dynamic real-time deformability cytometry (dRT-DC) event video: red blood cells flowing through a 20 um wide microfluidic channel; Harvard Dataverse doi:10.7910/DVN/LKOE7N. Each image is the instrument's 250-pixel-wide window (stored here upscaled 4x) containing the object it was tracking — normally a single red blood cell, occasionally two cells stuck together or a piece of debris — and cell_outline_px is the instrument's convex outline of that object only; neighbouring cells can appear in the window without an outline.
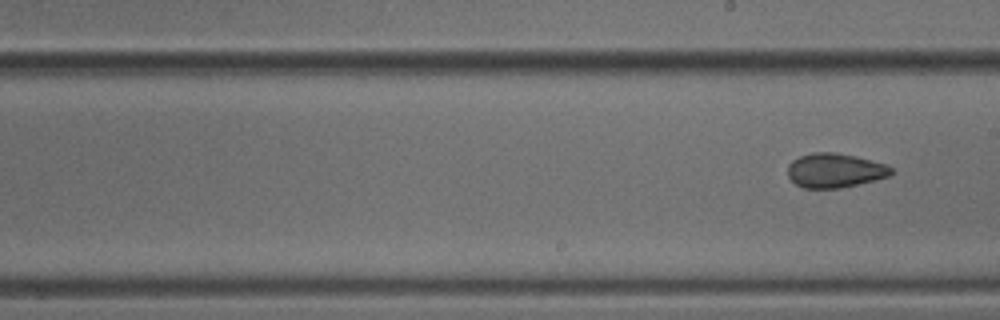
{"species": "common noctule bat (a hibernating species)", "species_latin": "Nyctalus noctula", "temperature_condition": "cold", "stored_images_in_passage": 7, "camera_frame_rate_fps": 3000, "um_per_image_px": 0.085, "animal": {"sex": "male", "body_mass_g": 18.8}, "frame": {"image": 1, "passage_image": 7, "time_ms": 2.0, "image_size_px": [1000, 320], "cell_outline_px": [[892, 176], [860, 184], [840, 188], [804, 188], [796, 184], [788, 176], [788, 164], [792, 160], [800, 156], [812, 152], [836, 152], [856, 156], [888, 164], [892, 168]], "centroid_in_image_um": [71.0, 14.48], "position_along_channel_um": 218.0, "area_um2": 20.98}}